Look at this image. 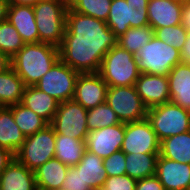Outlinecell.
Here are the masks:
<instances>
[{
    "instance_id": "40",
    "label": "cell",
    "mask_w": 190,
    "mask_h": 190,
    "mask_svg": "<svg viewBox=\"0 0 190 190\" xmlns=\"http://www.w3.org/2000/svg\"><path fill=\"white\" fill-rule=\"evenodd\" d=\"M15 158V154L12 153L10 150L0 147V176L2 175L3 171L8 167V165L13 161Z\"/></svg>"
},
{
    "instance_id": "25",
    "label": "cell",
    "mask_w": 190,
    "mask_h": 190,
    "mask_svg": "<svg viewBox=\"0 0 190 190\" xmlns=\"http://www.w3.org/2000/svg\"><path fill=\"white\" fill-rule=\"evenodd\" d=\"M85 151L86 141L56 134L54 158L60 160L63 164L69 167L76 166L82 159Z\"/></svg>"
},
{
    "instance_id": "4",
    "label": "cell",
    "mask_w": 190,
    "mask_h": 190,
    "mask_svg": "<svg viewBox=\"0 0 190 190\" xmlns=\"http://www.w3.org/2000/svg\"><path fill=\"white\" fill-rule=\"evenodd\" d=\"M98 73L108 87L135 85L140 75L135 55L118 44L105 54Z\"/></svg>"
},
{
    "instance_id": "21",
    "label": "cell",
    "mask_w": 190,
    "mask_h": 190,
    "mask_svg": "<svg viewBox=\"0 0 190 190\" xmlns=\"http://www.w3.org/2000/svg\"><path fill=\"white\" fill-rule=\"evenodd\" d=\"M69 166L53 158L34 170L38 190H58L63 187Z\"/></svg>"
},
{
    "instance_id": "10",
    "label": "cell",
    "mask_w": 190,
    "mask_h": 190,
    "mask_svg": "<svg viewBox=\"0 0 190 190\" xmlns=\"http://www.w3.org/2000/svg\"><path fill=\"white\" fill-rule=\"evenodd\" d=\"M87 111L74 99L59 103L51 126L55 134L86 141L88 134Z\"/></svg>"
},
{
    "instance_id": "35",
    "label": "cell",
    "mask_w": 190,
    "mask_h": 190,
    "mask_svg": "<svg viewBox=\"0 0 190 190\" xmlns=\"http://www.w3.org/2000/svg\"><path fill=\"white\" fill-rule=\"evenodd\" d=\"M129 4L130 28L149 25L147 6L149 0H126Z\"/></svg>"
},
{
    "instance_id": "12",
    "label": "cell",
    "mask_w": 190,
    "mask_h": 190,
    "mask_svg": "<svg viewBox=\"0 0 190 190\" xmlns=\"http://www.w3.org/2000/svg\"><path fill=\"white\" fill-rule=\"evenodd\" d=\"M125 123L89 131L86 138V150L105 159L120 151L124 140Z\"/></svg>"
},
{
    "instance_id": "42",
    "label": "cell",
    "mask_w": 190,
    "mask_h": 190,
    "mask_svg": "<svg viewBox=\"0 0 190 190\" xmlns=\"http://www.w3.org/2000/svg\"><path fill=\"white\" fill-rule=\"evenodd\" d=\"M181 24L190 32V2L183 3Z\"/></svg>"
},
{
    "instance_id": "20",
    "label": "cell",
    "mask_w": 190,
    "mask_h": 190,
    "mask_svg": "<svg viewBox=\"0 0 190 190\" xmlns=\"http://www.w3.org/2000/svg\"><path fill=\"white\" fill-rule=\"evenodd\" d=\"M21 104L31 109L48 124H51L58 110L59 102L37 87L27 86L25 87Z\"/></svg>"
},
{
    "instance_id": "6",
    "label": "cell",
    "mask_w": 190,
    "mask_h": 190,
    "mask_svg": "<svg viewBox=\"0 0 190 190\" xmlns=\"http://www.w3.org/2000/svg\"><path fill=\"white\" fill-rule=\"evenodd\" d=\"M146 118L160 141L190 131V110L171 101L149 108Z\"/></svg>"
},
{
    "instance_id": "30",
    "label": "cell",
    "mask_w": 190,
    "mask_h": 190,
    "mask_svg": "<svg viewBox=\"0 0 190 190\" xmlns=\"http://www.w3.org/2000/svg\"><path fill=\"white\" fill-rule=\"evenodd\" d=\"M106 24L117 38L130 28L129 4L126 0H112Z\"/></svg>"
},
{
    "instance_id": "23",
    "label": "cell",
    "mask_w": 190,
    "mask_h": 190,
    "mask_svg": "<svg viewBox=\"0 0 190 190\" xmlns=\"http://www.w3.org/2000/svg\"><path fill=\"white\" fill-rule=\"evenodd\" d=\"M25 138L15 123L12 110L9 107H0V147L16 154Z\"/></svg>"
},
{
    "instance_id": "9",
    "label": "cell",
    "mask_w": 190,
    "mask_h": 190,
    "mask_svg": "<svg viewBox=\"0 0 190 190\" xmlns=\"http://www.w3.org/2000/svg\"><path fill=\"white\" fill-rule=\"evenodd\" d=\"M79 74L59 59L35 87L61 103L73 99Z\"/></svg>"
},
{
    "instance_id": "7",
    "label": "cell",
    "mask_w": 190,
    "mask_h": 190,
    "mask_svg": "<svg viewBox=\"0 0 190 190\" xmlns=\"http://www.w3.org/2000/svg\"><path fill=\"white\" fill-rule=\"evenodd\" d=\"M56 134L49 124L44 129L25 138L15 158L29 170H36L55 157Z\"/></svg>"
},
{
    "instance_id": "13",
    "label": "cell",
    "mask_w": 190,
    "mask_h": 190,
    "mask_svg": "<svg viewBox=\"0 0 190 190\" xmlns=\"http://www.w3.org/2000/svg\"><path fill=\"white\" fill-rule=\"evenodd\" d=\"M108 85L99 73H80L73 99L86 110L106 102Z\"/></svg>"
},
{
    "instance_id": "1",
    "label": "cell",
    "mask_w": 190,
    "mask_h": 190,
    "mask_svg": "<svg viewBox=\"0 0 190 190\" xmlns=\"http://www.w3.org/2000/svg\"><path fill=\"white\" fill-rule=\"evenodd\" d=\"M117 37L105 21L77 13L69 7L59 59L79 73H98L105 54Z\"/></svg>"
},
{
    "instance_id": "46",
    "label": "cell",
    "mask_w": 190,
    "mask_h": 190,
    "mask_svg": "<svg viewBox=\"0 0 190 190\" xmlns=\"http://www.w3.org/2000/svg\"><path fill=\"white\" fill-rule=\"evenodd\" d=\"M175 1H178V2H181V3H187V2H190V0H175Z\"/></svg>"
},
{
    "instance_id": "41",
    "label": "cell",
    "mask_w": 190,
    "mask_h": 190,
    "mask_svg": "<svg viewBox=\"0 0 190 190\" xmlns=\"http://www.w3.org/2000/svg\"><path fill=\"white\" fill-rule=\"evenodd\" d=\"M181 61L185 64H190V32H188L186 41L180 51Z\"/></svg>"
},
{
    "instance_id": "8",
    "label": "cell",
    "mask_w": 190,
    "mask_h": 190,
    "mask_svg": "<svg viewBox=\"0 0 190 190\" xmlns=\"http://www.w3.org/2000/svg\"><path fill=\"white\" fill-rule=\"evenodd\" d=\"M106 103L122 123L136 122L147 117L148 108L134 85L108 87Z\"/></svg>"
},
{
    "instance_id": "45",
    "label": "cell",
    "mask_w": 190,
    "mask_h": 190,
    "mask_svg": "<svg viewBox=\"0 0 190 190\" xmlns=\"http://www.w3.org/2000/svg\"><path fill=\"white\" fill-rule=\"evenodd\" d=\"M9 5H31L34 6L40 0H7Z\"/></svg>"
},
{
    "instance_id": "48",
    "label": "cell",
    "mask_w": 190,
    "mask_h": 190,
    "mask_svg": "<svg viewBox=\"0 0 190 190\" xmlns=\"http://www.w3.org/2000/svg\"><path fill=\"white\" fill-rule=\"evenodd\" d=\"M58 190H68V189H65V188L62 187V188H60V189H58Z\"/></svg>"
},
{
    "instance_id": "22",
    "label": "cell",
    "mask_w": 190,
    "mask_h": 190,
    "mask_svg": "<svg viewBox=\"0 0 190 190\" xmlns=\"http://www.w3.org/2000/svg\"><path fill=\"white\" fill-rule=\"evenodd\" d=\"M74 167L80 171L85 184L92 190L104 186L107 174L103 166V159L96 154L86 150L80 162Z\"/></svg>"
},
{
    "instance_id": "38",
    "label": "cell",
    "mask_w": 190,
    "mask_h": 190,
    "mask_svg": "<svg viewBox=\"0 0 190 190\" xmlns=\"http://www.w3.org/2000/svg\"><path fill=\"white\" fill-rule=\"evenodd\" d=\"M63 188L68 190H92L87 184H85L80 171H77L75 167H69Z\"/></svg>"
},
{
    "instance_id": "44",
    "label": "cell",
    "mask_w": 190,
    "mask_h": 190,
    "mask_svg": "<svg viewBox=\"0 0 190 190\" xmlns=\"http://www.w3.org/2000/svg\"><path fill=\"white\" fill-rule=\"evenodd\" d=\"M9 9V2L7 0H0V22L7 20Z\"/></svg>"
},
{
    "instance_id": "16",
    "label": "cell",
    "mask_w": 190,
    "mask_h": 190,
    "mask_svg": "<svg viewBox=\"0 0 190 190\" xmlns=\"http://www.w3.org/2000/svg\"><path fill=\"white\" fill-rule=\"evenodd\" d=\"M183 3L175 0H149L147 14L153 30L181 24Z\"/></svg>"
},
{
    "instance_id": "39",
    "label": "cell",
    "mask_w": 190,
    "mask_h": 190,
    "mask_svg": "<svg viewBox=\"0 0 190 190\" xmlns=\"http://www.w3.org/2000/svg\"><path fill=\"white\" fill-rule=\"evenodd\" d=\"M135 190H165L156 175L139 179L136 182Z\"/></svg>"
},
{
    "instance_id": "26",
    "label": "cell",
    "mask_w": 190,
    "mask_h": 190,
    "mask_svg": "<svg viewBox=\"0 0 190 190\" xmlns=\"http://www.w3.org/2000/svg\"><path fill=\"white\" fill-rule=\"evenodd\" d=\"M159 153L125 154L126 174L136 180L156 175Z\"/></svg>"
},
{
    "instance_id": "2",
    "label": "cell",
    "mask_w": 190,
    "mask_h": 190,
    "mask_svg": "<svg viewBox=\"0 0 190 190\" xmlns=\"http://www.w3.org/2000/svg\"><path fill=\"white\" fill-rule=\"evenodd\" d=\"M59 60V47L48 43L25 44L12 58L11 67L25 86H35Z\"/></svg>"
},
{
    "instance_id": "17",
    "label": "cell",
    "mask_w": 190,
    "mask_h": 190,
    "mask_svg": "<svg viewBox=\"0 0 190 190\" xmlns=\"http://www.w3.org/2000/svg\"><path fill=\"white\" fill-rule=\"evenodd\" d=\"M7 20L17 29L25 44L39 43L33 6L9 5Z\"/></svg>"
},
{
    "instance_id": "28",
    "label": "cell",
    "mask_w": 190,
    "mask_h": 190,
    "mask_svg": "<svg viewBox=\"0 0 190 190\" xmlns=\"http://www.w3.org/2000/svg\"><path fill=\"white\" fill-rule=\"evenodd\" d=\"M9 108L12 110L16 125L25 137L35 134L49 125L44 119L21 103L9 106Z\"/></svg>"
},
{
    "instance_id": "43",
    "label": "cell",
    "mask_w": 190,
    "mask_h": 190,
    "mask_svg": "<svg viewBox=\"0 0 190 190\" xmlns=\"http://www.w3.org/2000/svg\"><path fill=\"white\" fill-rule=\"evenodd\" d=\"M11 67V59L0 51V73L8 70Z\"/></svg>"
},
{
    "instance_id": "15",
    "label": "cell",
    "mask_w": 190,
    "mask_h": 190,
    "mask_svg": "<svg viewBox=\"0 0 190 190\" xmlns=\"http://www.w3.org/2000/svg\"><path fill=\"white\" fill-rule=\"evenodd\" d=\"M156 176L165 190H190V164L179 163L159 155Z\"/></svg>"
},
{
    "instance_id": "34",
    "label": "cell",
    "mask_w": 190,
    "mask_h": 190,
    "mask_svg": "<svg viewBox=\"0 0 190 190\" xmlns=\"http://www.w3.org/2000/svg\"><path fill=\"white\" fill-rule=\"evenodd\" d=\"M188 35L187 29L182 25L163 27L154 30V36L160 41L181 51Z\"/></svg>"
},
{
    "instance_id": "14",
    "label": "cell",
    "mask_w": 190,
    "mask_h": 190,
    "mask_svg": "<svg viewBox=\"0 0 190 190\" xmlns=\"http://www.w3.org/2000/svg\"><path fill=\"white\" fill-rule=\"evenodd\" d=\"M134 86L148 109L170 101L167 76L140 74Z\"/></svg>"
},
{
    "instance_id": "5",
    "label": "cell",
    "mask_w": 190,
    "mask_h": 190,
    "mask_svg": "<svg viewBox=\"0 0 190 190\" xmlns=\"http://www.w3.org/2000/svg\"><path fill=\"white\" fill-rule=\"evenodd\" d=\"M140 74L168 76L171 69L182 63L180 51L160 41L156 36L136 52Z\"/></svg>"
},
{
    "instance_id": "11",
    "label": "cell",
    "mask_w": 190,
    "mask_h": 190,
    "mask_svg": "<svg viewBox=\"0 0 190 190\" xmlns=\"http://www.w3.org/2000/svg\"><path fill=\"white\" fill-rule=\"evenodd\" d=\"M160 140L146 119L125 123L124 140L121 150L131 153H160Z\"/></svg>"
},
{
    "instance_id": "29",
    "label": "cell",
    "mask_w": 190,
    "mask_h": 190,
    "mask_svg": "<svg viewBox=\"0 0 190 190\" xmlns=\"http://www.w3.org/2000/svg\"><path fill=\"white\" fill-rule=\"evenodd\" d=\"M154 36V30L150 25L144 27L129 28L117 38V44L134 55Z\"/></svg>"
},
{
    "instance_id": "36",
    "label": "cell",
    "mask_w": 190,
    "mask_h": 190,
    "mask_svg": "<svg viewBox=\"0 0 190 190\" xmlns=\"http://www.w3.org/2000/svg\"><path fill=\"white\" fill-rule=\"evenodd\" d=\"M125 162V153L122 150L103 159V166L106 170L107 177L125 175Z\"/></svg>"
},
{
    "instance_id": "24",
    "label": "cell",
    "mask_w": 190,
    "mask_h": 190,
    "mask_svg": "<svg viewBox=\"0 0 190 190\" xmlns=\"http://www.w3.org/2000/svg\"><path fill=\"white\" fill-rule=\"evenodd\" d=\"M25 84L10 67L0 73V107H9L21 103Z\"/></svg>"
},
{
    "instance_id": "27",
    "label": "cell",
    "mask_w": 190,
    "mask_h": 190,
    "mask_svg": "<svg viewBox=\"0 0 190 190\" xmlns=\"http://www.w3.org/2000/svg\"><path fill=\"white\" fill-rule=\"evenodd\" d=\"M160 156L190 164V131L173 135L160 142Z\"/></svg>"
},
{
    "instance_id": "19",
    "label": "cell",
    "mask_w": 190,
    "mask_h": 190,
    "mask_svg": "<svg viewBox=\"0 0 190 190\" xmlns=\"http://www.w3.org/2000/svg\"><path fill=\"white\" fill-rule=\"evenodd\" d=\"M0 190H38L34 171L14 158L0 176Z\"/></svg>"
},
{
    "instance_id": "32",
    "label": "cell",
    "mask_w": 190,
    "mask_h": 190,
    "mask_svg": "<svg viewBox=\"0 0 190 190\" xmlns=\"http://www.w3.org/2000/svg\"><path fill=\"white\" fill-rule=\"evenodd\" d=\"M121 123L116 113L105 102L87 111L88 131H93Z\"/></svg>"
},
{
    "instance_id": "47",
    "label": "cell",
    "mask_w": 190,
    "mask_h": 190,
    "mask_svg": "<svg viewBox=\"0 0 190 190\" xmlns=\"http://www.w3.org/2000/svg\"><path fill=\"white\" fill-rule=\"evenodd\" d=\"M97 190H106L104 187H100L99 189H97Z\"/></svg>"
},
{
    "instance_id": "37",
    "label": "cell",
    "mask_w": 190,
    "mask_h": 190,
    "mask_svg": "<svg viewBox=\"0 0 190 190\" xmlns=\"http://www.w3.org/2000/svg\"><path fill=\"white\" fill-rule=\"evenodd\" d=\"M137 180L127 174L107 177L104 188L106 190H135Z\"/></svg>"
},
{
    "instance_id": "3",
    "label": "cell",
    "mask_w": 190,
    "mask_h": 190,
    "mask_svg": "<svg viewBox=\"0 0 190 190\" xmlns=\"http://www.w3.org/2000/svg\"><path fill=\"white\" fill-rule=\"evenodd\" d=\"M68 0H40L34 6L39 42L59 47L66 30Z\"/></svg>"
},
{
    "instance_id": "18",
    "label": "cell",
    "mask_w": 190,
    "mask_h": 190,
    "mask_svg": "<svg viewBox=\"0 0 190 190\" xmlns=\"http://www.w3.org/2000/svg\"><path fill=\"white\" fill-rule=\"evenodd\" d=\"M170 101L190 110V64L174 66L167 76Z\"/></svg>"
},
{
    "instance_id": "31",
    "label": "cell",
    "mask_w": 190,
    "mask_h": 190,
    "mask_svg": "<svg viewBox=\"0 0 190 190\" xmlns=\"http://www.w3.org/2000/svg\"><path fill=\"white\" fill-rule=\"evenodd\" d=\"M112 0H68V7L80 14L107 21Z\"/></svg>"
},
{
    "instance_id": "33",
    "label": "cell",
    "mask_w": 190,
    "mask_h": 190,
    "mask_svg": "<svg viewBox=\"0 0 190 190\" xmlns=\"http://www.w3.org/2000/svg\"><path fill=\"white\" fill-rule=\"evenodd\" d=\"M25 45L17 29L8 21L0 22V51L10 59Z\"/></svg>"
}]
</instances>
